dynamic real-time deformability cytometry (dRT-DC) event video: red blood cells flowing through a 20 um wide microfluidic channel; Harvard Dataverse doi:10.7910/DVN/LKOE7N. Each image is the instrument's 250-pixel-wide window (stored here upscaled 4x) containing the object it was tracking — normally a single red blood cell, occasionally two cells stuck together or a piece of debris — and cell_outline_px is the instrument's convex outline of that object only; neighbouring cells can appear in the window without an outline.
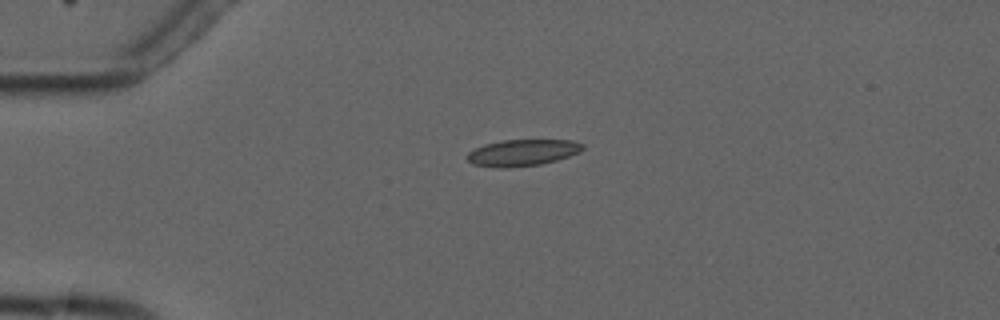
{"species": "common noctule bat (a hibernating species)", "species_latin": "Nyctalus noctula", "temperature_condition": "cold", "stored_images_in_passage": 6, "camera_frame_rate_fps": 3000, "um_per_image_px": 0.085, "animal": {"sex": "male", "forearm_length_mm": 52.5}, "frame": {"image": 1, "passage_image": 4, "time_ms": 3.333, "image_size_px": [1000, 320], "cell_outline_px": [[584, 148], [580, 152], [556, 160], [540, 164], [504, 168], [500, 168], [472, 164], [468, 160], [468, 152], [484, 144], [500, 140], [572, 140], [584, 144]], "centroid_in_image_um": [44.41, 12.97], "position_along_channel_um": 40.6, "area_um2": 17.74}}